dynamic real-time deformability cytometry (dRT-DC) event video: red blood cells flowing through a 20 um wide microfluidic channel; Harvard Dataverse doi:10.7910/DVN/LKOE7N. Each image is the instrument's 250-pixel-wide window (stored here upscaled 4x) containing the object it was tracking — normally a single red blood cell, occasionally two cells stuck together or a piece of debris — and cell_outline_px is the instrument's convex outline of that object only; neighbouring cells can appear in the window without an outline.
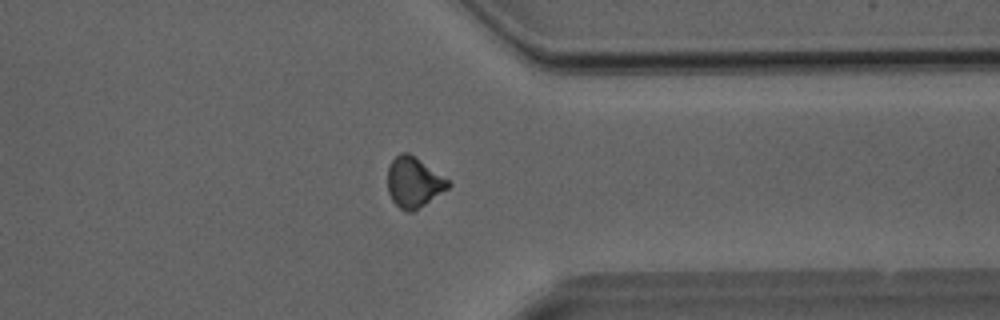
{"species": "Egyptian fruit bat (a non-hibernating species)", "species_latin": "Rousettus aegyptiacus", "temperature_condition": "room temperature", "stored_images_in_passage": 34, "camera_frame_rate_fps": 3000, "um_per_image_px": 0.085, "animal": {"sex": "male"}, "frame": {"image": 1, "passage_image": 29, "time_ms": 9.333, "image_size_px": [1000, 320], "cell_outline_px": [[452, 184], [448, 188], [412, 212], [408, 212], [400, 208], [392, 200], [388, 192], [388, 168], [392, 160], [400, 152], [408, 152], [448, 180]], "centroid_in_image_um": [35.14, 15.49], "position_along_channel_um": 376.3, "area_um2": 17.34}}